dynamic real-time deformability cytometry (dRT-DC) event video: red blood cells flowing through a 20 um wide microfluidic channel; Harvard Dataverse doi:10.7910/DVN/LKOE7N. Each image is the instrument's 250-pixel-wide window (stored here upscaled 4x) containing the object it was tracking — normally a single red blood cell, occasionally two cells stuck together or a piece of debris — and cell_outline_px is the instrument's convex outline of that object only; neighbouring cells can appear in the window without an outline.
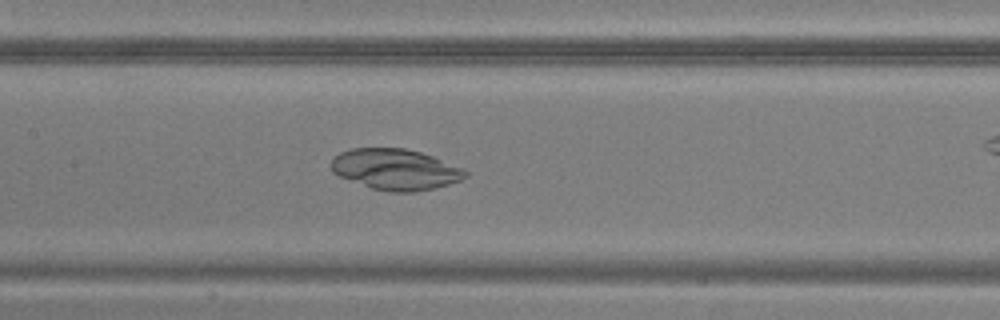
{"species": "common noctule bat (a hibernating species)", "species_latin": "Nyctalus noctula", "temperature_condition": "warm", "stored_images_in_passage": 40, "camera_frame_rate_fps": 3000, "um_per_image_px": 0.085, "animal": {"sex": "male", "body_mass_g": 20.5, "forearm_length_mm": 52.5}, "frame": {"image": 1, "passage_image": 24, "time_ms": 7.667, "image_size_px": [1000, 320], "cell_outline_px": [[468, 176], [460, 180], [436, 188], [416, 192], [388, 192], [372, 188], [340, 176], [332, 172], [332, 160], [340, 152], [352, 148], [404, 148], [420, 152], [432, 156], [464, 168], [468, 172]], "centroid_in_image_um": [33.65, 14.4], "position_along_channel_um": 173.7, "area_um2": 31.91}}
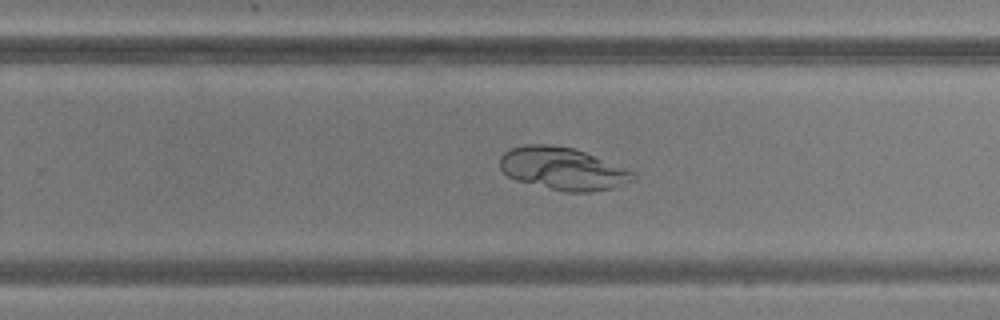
{"frame": {"image": 2, "passage_image": 32, "time_ms": 10.333, "image_size_px": [1000, 320], "cell_outline_px": [[636, 176], [632, 180], [612, 188], [588, 192], [568, 192], [516, 180], [508, 176], [500, 168], [500, 156], [508, 148], [524, 144], [548, 144], [572, 148], [584, 152], [636, 172]], "centroid_in_image_um": [47.8, 14.32], "position_along_channel_um": 282.0, "area_um2": 32.71}}
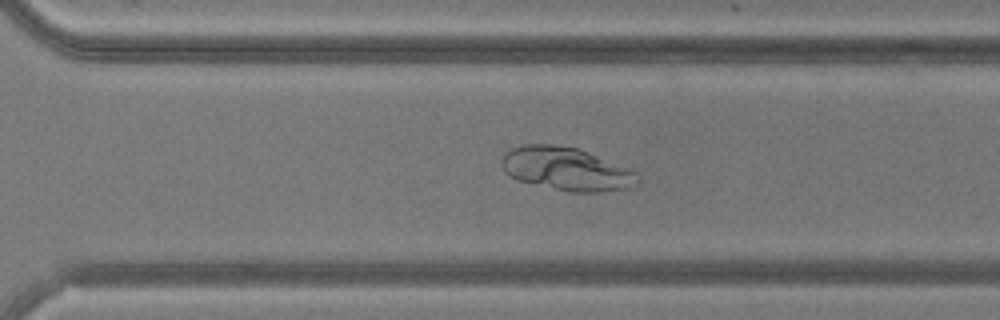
{"frame": {"image": 3, "passage_image": 35, "time_ms": 11.333, "image_size_px": [1000, 320], "cell_outline_px": [[640, 180], [628, 188], [600, 192], [568, 192], [516, 180], [508, 176], [504, 172], [500, 164], [504, 156], [512, 148], [524, 144], [552, 144], [580, 148], [636, 172], [640, 176]], "centroid_in_image_um": [48.12, 14.36], "position_along_channel_um": 322.5, "area_um2": 34.33}}